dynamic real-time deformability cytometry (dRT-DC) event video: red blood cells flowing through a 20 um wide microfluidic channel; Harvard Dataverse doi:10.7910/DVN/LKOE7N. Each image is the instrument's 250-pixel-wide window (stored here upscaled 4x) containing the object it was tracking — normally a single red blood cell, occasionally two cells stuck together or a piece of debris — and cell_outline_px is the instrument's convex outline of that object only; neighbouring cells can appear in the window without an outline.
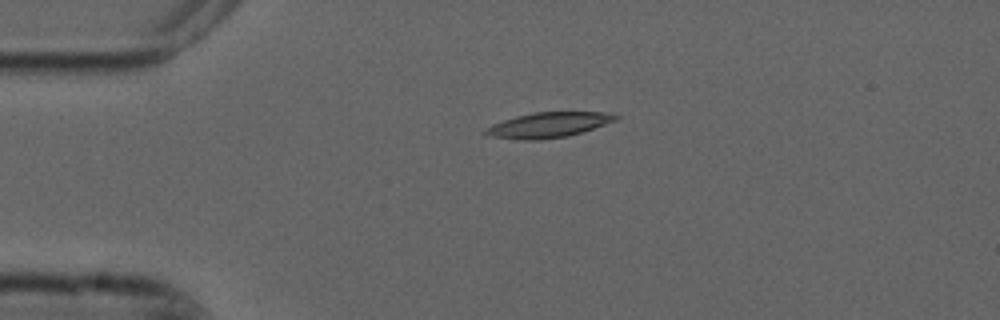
{"species": "common noctule bat (a hibernating species)", "species_latin": "Nyctalus noctula", "temperature_condition": "cold", "stored_images_in_passage": 5, "camera_frame_rate_fps": 3000, "um_per_image_px": 0.085, "animal": {"sex": "male", "forearm_length_mm": 52.5}, "frame": {"image": 1, "passage_image": 5, "time_ms": 1.333, "image_size_px": [1000, 320], "cell_outline_px": [[620, 116], [616, 120], [568, 136], [540, 140], [520, 140], [484, 136], [480, 132], [484, 128], [492, 124], [516, 116], [532, 112], [608, 112]], "centroid_in_image_um": [46.5, 10.63], "position_along_channel_um": 38.5, "area_um2": 19.31}}